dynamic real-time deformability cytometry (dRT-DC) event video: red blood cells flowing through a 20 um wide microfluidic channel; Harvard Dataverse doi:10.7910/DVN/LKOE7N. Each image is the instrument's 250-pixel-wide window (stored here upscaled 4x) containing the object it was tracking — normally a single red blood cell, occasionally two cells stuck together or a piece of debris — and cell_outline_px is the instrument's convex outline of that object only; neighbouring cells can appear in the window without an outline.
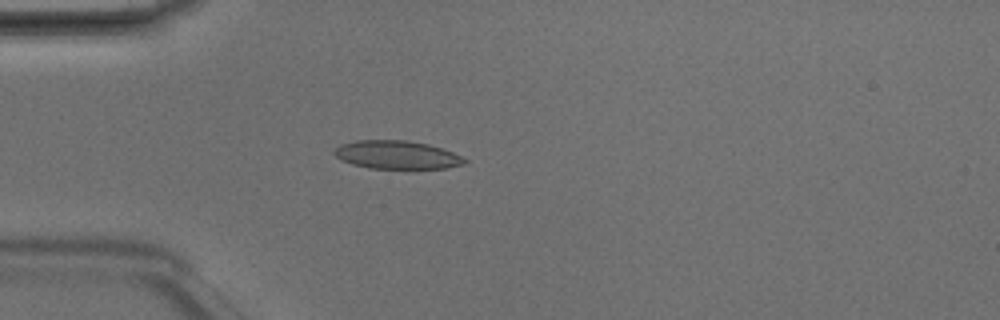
{"species": "Egyptian fruit bat (a non-hibernating species)", "species_latin": "Rousettus aegyptiacus", "temperature_condition": "room temperature", "stored_images_in_passage": 4, "camera_frame_rate_fps": 3000, "um_per_image_px": 0.085, "animal": {"sex": "male"}, "frame": {"image": 1, "passage_image": 4, "time_ms": 1.0, "image_size_px": [1000, 320], "cell_outline_px": [[468, 160], [464, 164], [444, 168], [416, 172], [368, 168], [352, 164], [340, 160], [332, 152], [332, 148], [340, 144], [356, 140], [408, 140], [428, 144], [452, 152]], "centroid_in_image_um": [33.71, 13.21], "position_along_channel_um": 51.3, "area_um2": 22.6}}